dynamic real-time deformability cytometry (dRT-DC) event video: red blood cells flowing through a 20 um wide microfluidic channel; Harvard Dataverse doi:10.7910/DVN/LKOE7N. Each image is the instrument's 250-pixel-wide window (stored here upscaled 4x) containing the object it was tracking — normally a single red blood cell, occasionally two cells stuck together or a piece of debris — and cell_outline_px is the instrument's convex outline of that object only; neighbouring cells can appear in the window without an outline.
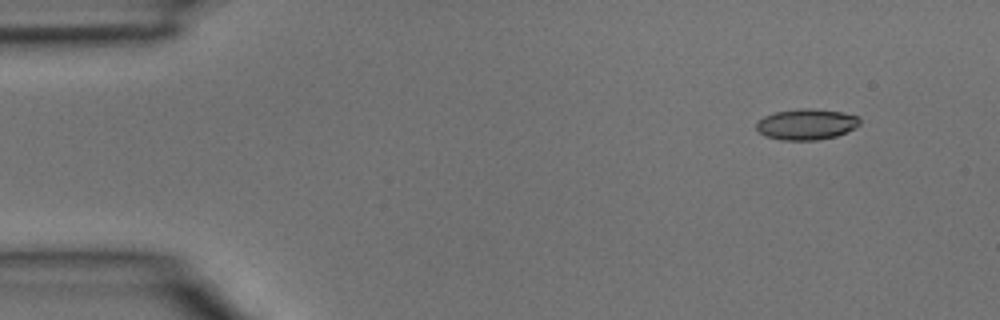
{"species": "common noctule bat (a hibernating species)", "species_latin": "Nyctalus noctula", "temperature_condition": "room temperature", "stored_images_in_passage": 3, "camera_frame_rate_fps": 3000, "um_per_image_px": 0.085, "animal": {"sex": "male", "body_mass_g": 15.6}, "frame": {"image": 1, "passage_image": 1, "time_ms": 0.0, "image_size_px": [1000, 320], "cell_outline_px": [[860, 124], [856, 128], [836, 136], [816, 140], [780, 140], [764, 136], [756, 128], [756, 124], [764, 116], [776, 112], [800, 108], [812, 108], [840, 112], [860, 116]], "centroid_in_image_um": [68.56, 10.57], "position_along_channel_um": 16.4, "area_um2": 18.67}}
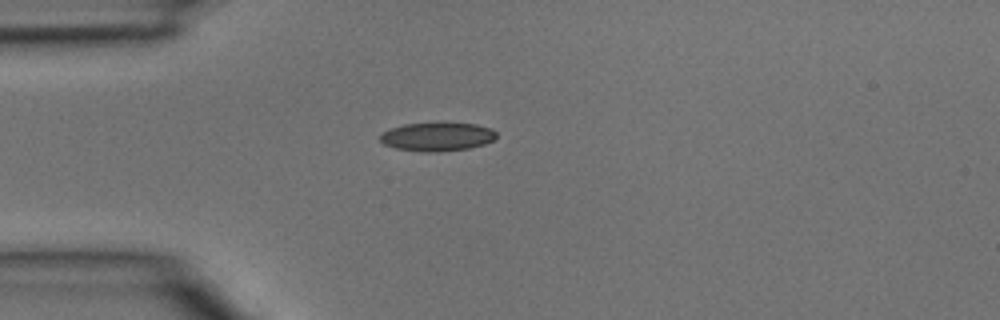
{"frame": {"image": 2, "passage_image": 3, "time_ms": 0.667, "image_size_px": [1000, 320], "cell_outline_px": [[496, 136], [492, 140], [484, 144], [468, 148], [436, 152], [420, 152], [396, 148], [384, 144], [380, 140], [380, 136], [384, 132], [392, 128], [404, 124], [476, 124], [492, 128], [496, 132]], "centroid_in_image_um": [37.17, 11.64], "position_along_channel_um": 47.8, "area_um2": 18.96}}